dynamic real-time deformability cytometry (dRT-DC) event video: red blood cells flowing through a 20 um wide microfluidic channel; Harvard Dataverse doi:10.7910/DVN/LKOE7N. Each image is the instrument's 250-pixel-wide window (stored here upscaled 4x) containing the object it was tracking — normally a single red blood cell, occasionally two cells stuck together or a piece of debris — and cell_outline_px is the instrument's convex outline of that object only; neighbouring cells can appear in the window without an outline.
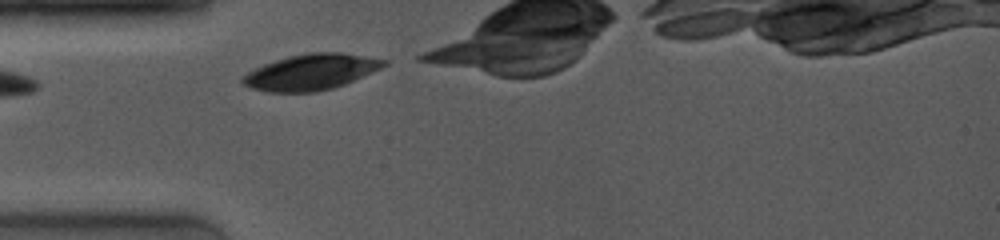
{"species": "common noctule bat (a hibernating species)", "species_latin": "Nyctalus noctula", "temperature_condition": "room temperature", "stored_images_in_passage": 1, "camera_frame_rate_fps": 4000, "um_per_image_px": 0.085, "animal": {"sex": "female", "body_mass_g": 19.0, "forearm_length_mm": 53.3}, "frame": {"image": 1, "passage_image": 1, "time_ms": 0.0, "image_size_px": [1000, 240], "cell_outline_px": [[388, 64], [372, 72], [344, 84], [332, 88], [316, 92], [268, 92], [252, 88], [244, 84], [240, 80], [240, 76], [264, 64], [288, 56], [312, 52], [340, 52], [388, 60]], "centroid_in_image_um": [26.42, 6.12], "position_along_channel_um": 58.6, "area_um2": 29.3}}